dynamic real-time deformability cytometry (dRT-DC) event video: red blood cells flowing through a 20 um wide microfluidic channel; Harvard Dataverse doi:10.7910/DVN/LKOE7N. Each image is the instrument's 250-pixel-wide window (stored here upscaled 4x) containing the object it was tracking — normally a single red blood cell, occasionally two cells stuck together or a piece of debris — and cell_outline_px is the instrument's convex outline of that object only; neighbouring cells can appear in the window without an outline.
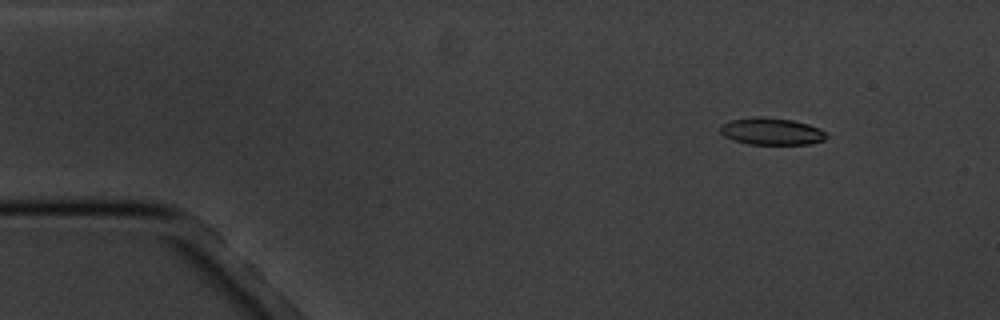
{"species": "common noctule bat (a hibernating species)", "species_latin": "Nyctalus noctula", "temperature_condition": "cold", "stored_images_in_passage": 4, "camera_frame_rate_fps": 3000, "um_per_image_px": 0.085, "animal": {"sex": "male", "body_mass_g": 20.1, "forearm_length_mm": 53.5}, "frame": {"image": 1, "passage_image": 1, "time_ms": 0.0, "image_size_px": [1000, 320], "cell_outline_px": [[828, 136], [824, 140], [808, 144], [748, 144], [732, 140], [724, 136], [720, 132], [720, 128], [724, 124], [732, 120], [756, 116], [764, 116], [792, 120], [808, 124], [820, 128]], "centroid_in_image_um": [65.58, 11.16], "position_along_channel_um": 19.4, "area_um2": 16.7}}
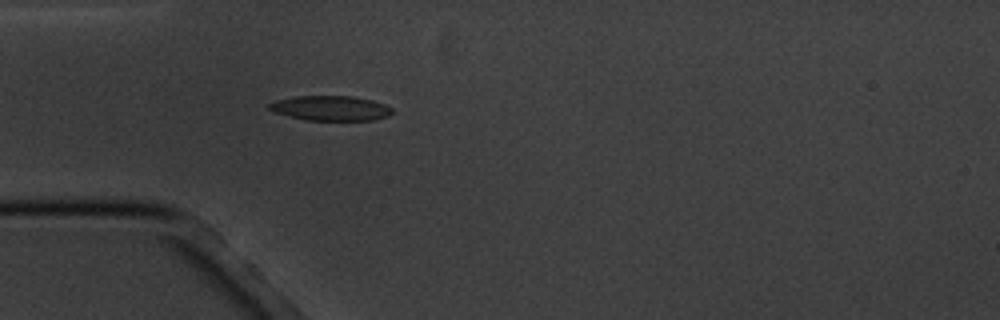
{"frame": {"image": 2, "passage_image": 4, "time_ms": 3.333, "image_size_px": [1000, 320], "cell_outline_px": [[392, 112], [388, 116], [372, 120], [304, 120], [276, 112], [268, 108], [268, 104], [276, 100], [296, 96], [352, 96], [372, 100], [384, 104], [392, 108]], "centroid_in_image_um": [28.11, 9.19], "position_along_channel_um": 56.9, "area_um2": 17.69}}